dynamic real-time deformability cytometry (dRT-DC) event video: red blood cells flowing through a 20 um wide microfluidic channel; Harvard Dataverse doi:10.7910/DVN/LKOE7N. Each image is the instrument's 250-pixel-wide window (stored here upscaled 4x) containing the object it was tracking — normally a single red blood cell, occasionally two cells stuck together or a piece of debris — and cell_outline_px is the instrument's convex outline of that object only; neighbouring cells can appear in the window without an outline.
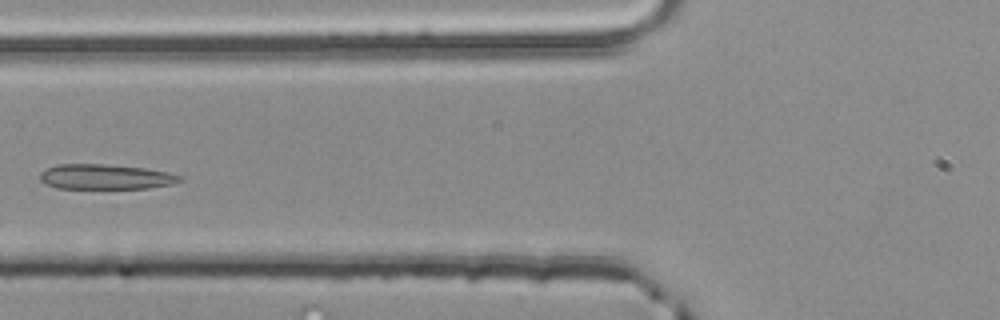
{"species": "common noctule bat (a hibernating species)", "species_latin": "Nyctalus noctula", "temperature_condition": "room temperature", "stored_images_in_passage": 4, "camera_frame_rate_fps": 3000, "um_per_image_px": 0.085, "animal": {"sex": "male", "body_mass_g": 20.4}, "frame": {"image": 1, "passage_image": 4, "time_ms": 1.0, "image_size_px": [1000, 320], "cell_outline_px": [[184, 180], [172, 184], [148, 188], [56, 188], [40, 180], [40, 172], [56, 164], [104, 164], [144, 168], [168, 172], [184, 176]], "centroid_in_image_um": [9.01, 15.02], "position_along_channel_um": 116.8, "area_um2": 20.4}}